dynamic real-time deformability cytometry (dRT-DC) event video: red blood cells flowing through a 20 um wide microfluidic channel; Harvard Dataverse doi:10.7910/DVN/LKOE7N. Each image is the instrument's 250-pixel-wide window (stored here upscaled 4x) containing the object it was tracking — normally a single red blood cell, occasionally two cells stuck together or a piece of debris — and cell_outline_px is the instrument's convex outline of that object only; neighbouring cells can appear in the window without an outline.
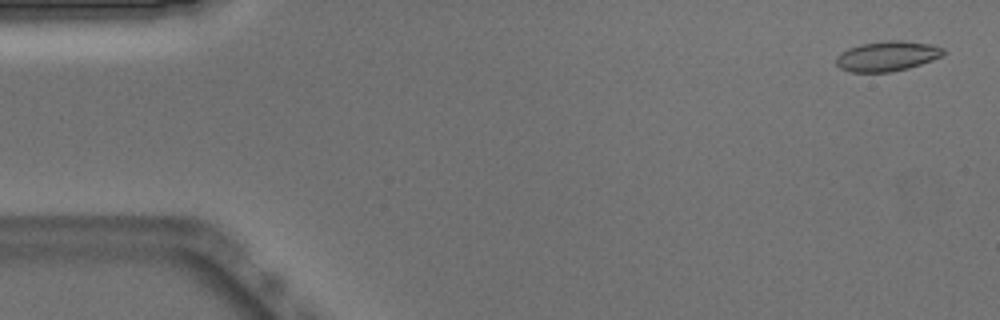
{"species": "Egyptian fruit bat (a non-hibernating species)", "species_latin": "Rousettus aegyptiacus", "temperature_condition": "warm", "stored_images_in_passage": 51, "camera_frame_rate_fps": 3000, "um_per_image_px": 0.085, "animal": {"sex": "male"}, "frame": {"image": 1, "passage_image": 2, "time_ms": 0.333, "image_size_px": [1000, 320], "cell_outline_px": [[944, 56], [908, 68], [892, 72], [848, 72], [840, 68], [836, 64], [836, 56], [840, 52], [848, 48], [860, 44], [888, 40], [904, 40], [932, 44], [944, 48]], "centroid_in_image_um": [75.41, 4.76], "position_along_channel_um": 9.6, "area_um2": 19.02}}
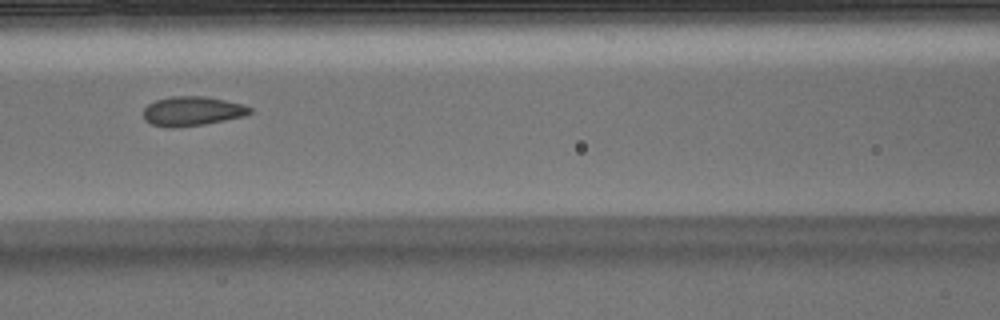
{"frame": {"image": 2, "passage_image": 22, "time_ms": 7.0, "image_size_px": [1000, 320], "cell_outline_px": [[252, 112], [244, 116], [204, 124], [172, 128], [168, 128], [152, 124], [144, 120], [144, 108], [148, 104], [156, 100], [172, 96], [204, 96], [244, 104], [252, 108]], "centroid_in_image_um": [16.33, 9.44], "position_along_channel_um": 150.3, "area_um2": 18.21}}
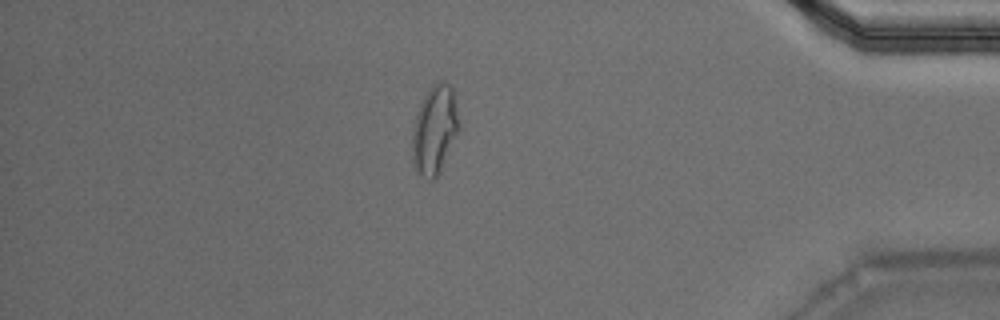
{"frame": {"image": 3, "passage_image": 44, "time_ms": 14.333, "image_size_px": [1000, 320], "cell_outline_px": [[460, 128], [440, 172], [432, 180], [428, 180], [412, 164], [412, 128], [420, 104], [424, 96], [432, 84], [440, 80], [444, 80], [452, 88], [456, 100], [460, 124]], "centroid_in_image_um": [36.96, 11.0], "position_along_channel_um": 398.2, "area_um2": 24.28}, "authors_computed_cell_mechanics": {"area_um2": 18.6694, "velocity_mm_per_s": 3.9079, "shape_relaxation_time_tau1_ms": 9.822, "shape_relaxation_time_tau2_ms": 0.899, "deformation_change_tau1": 0.2252, "deformation_change_tau2": 0.0679}}